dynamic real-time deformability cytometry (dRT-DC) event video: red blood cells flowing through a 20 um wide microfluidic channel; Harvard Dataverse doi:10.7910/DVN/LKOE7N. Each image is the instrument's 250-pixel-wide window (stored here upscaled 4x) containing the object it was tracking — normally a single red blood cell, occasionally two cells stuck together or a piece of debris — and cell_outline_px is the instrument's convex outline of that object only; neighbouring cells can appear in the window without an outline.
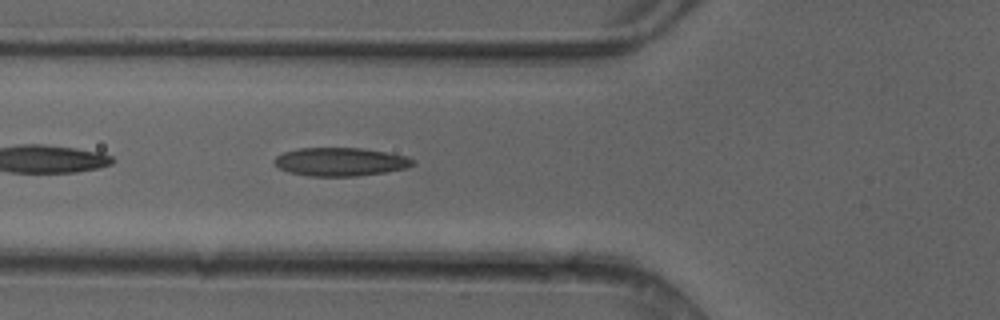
{"species": "common noctule bat (a hibernating species)", "species_latin": "Nyctalus noctula", "temperature_condition": "cold", "stored_images_in_passage": 47, "camera_frame_rate_fps": 3000, "um_per_image_px": 0.085, "animal": {"sex": "female"}, "frame": {"image": 1, "passage_image": 18, "time_ms": 5.667, "image_size_px": [1000, 320], "cell_outline_px": [[416, 164], [404, 168], [384, 172], [356, 176], [308, 176], [288, 172], [280, 168], [272, 160], [276, 156], [284, 152], [300, 148], [360, 148], [408, 156], [416, 160]], "centroid_in_image_um": [28.93, 13.75], "position_along_channel_um": 96.9, "area_um2": 22.83}}
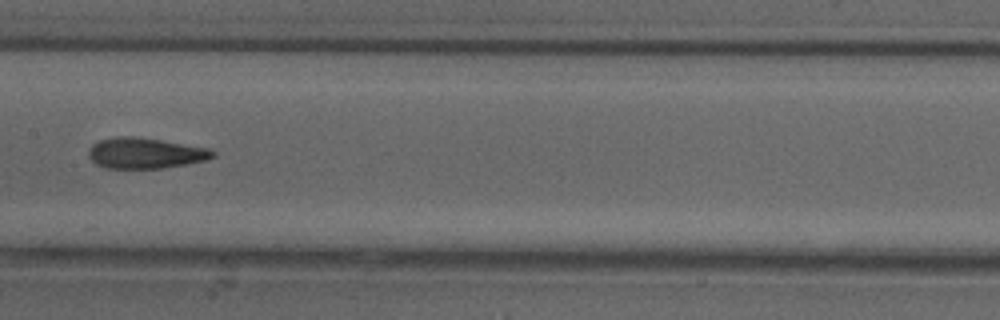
{"frame": {"image": 2, "passage_image": 25, "time_ms": 8.0, "image_size_px": [1000, 320], "cell_outline_px": [[216, 156], [204, 160], [164, 168], [104, 168], [96, 164], [88, 156], [88, 152], [92, 144], [100, 140], [116, 136], [132, 136], [160, 140], [208, 148], [216, 152]], "centroid_in_image_um": [12.31, 13.02], "position_along_channel_um": 195.1, "area_um2": 22.08}}
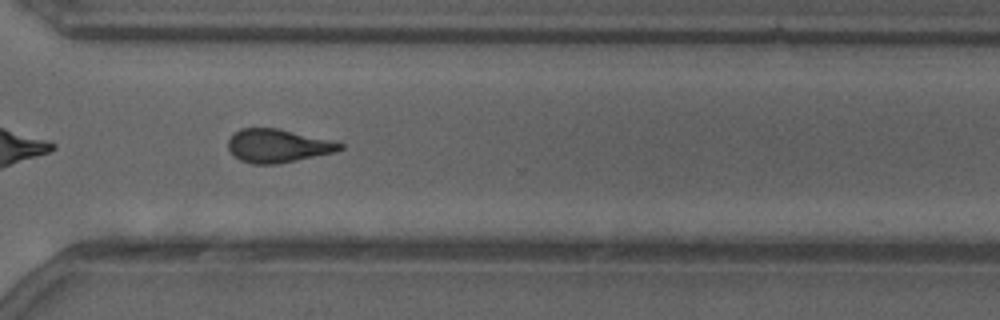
{"frame": {"image": 3, "passage_image": 36, "time_ms": 11.667, "image_size_px": [1000, 320], "cell_outline_px": [[344, 148], [336, 152], [276, 164], [252, 164], [240, 160], [228, 148], [228, 140], [232, 132], [240, 128], [276, 128], [336, 140], [344, 144]], "centroid_in_image_um": [23.65, 12.38], "position_along_channel_um": 347.0, "area_um2": 21.96}, "authors_computed_cell_mechanics": {"area_um2": 22.1952, "velocity_mm_per_s": 4.1594, "shape_relaxation_time_tau1_ms": 8.0922, "shape_relaxation_time_tau2_ms": 2.6969, "deformation_change_tau1": 0.2051, "deformation_change_tau2": 0.1035}}